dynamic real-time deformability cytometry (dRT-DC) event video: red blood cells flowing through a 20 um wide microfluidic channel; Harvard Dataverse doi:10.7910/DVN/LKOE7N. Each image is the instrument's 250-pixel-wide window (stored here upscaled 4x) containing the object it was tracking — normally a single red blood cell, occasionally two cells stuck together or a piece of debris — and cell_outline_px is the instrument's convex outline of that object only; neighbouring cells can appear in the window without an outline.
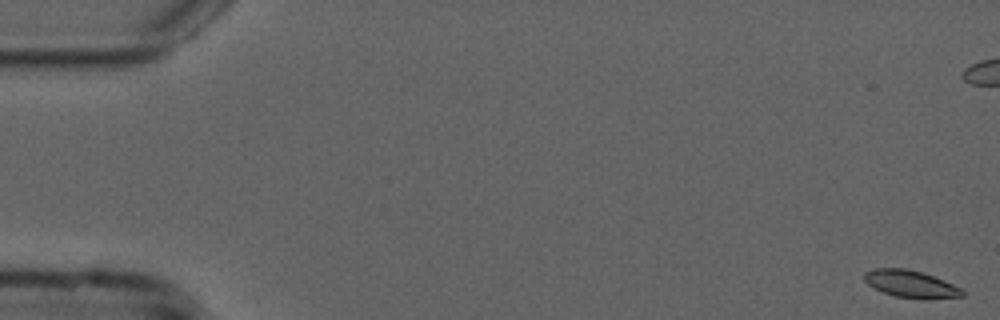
{"species": "common noctule bat (a hibernating species)", "species_latin": "Nyctalus noctula", "temperature_condition": "cold", "stored_images_in_passage": 56, "camera_frame_rate_fps": 3000, "um_per_image_px": 0.085, "animal": {"sex": "male", "forearm_length_mm": 52.5}, "frame": {"image": 1, "passage_image": 1, "time_ms": 0.0, "image_size_px": [1000, 320], "cell_outline_px": [[964, 296], [924, 300], [896, 296], [884, 292], [868, 284], [864, 280], [864, 272], [872, 268], [908, 268], [932, 276], [952, 284], [960, 288], [964, 292]], "centroid_in_image_um": [77.4, 24.14], "position_along_channel_um": 7.6, "area_um2": 15.49}}
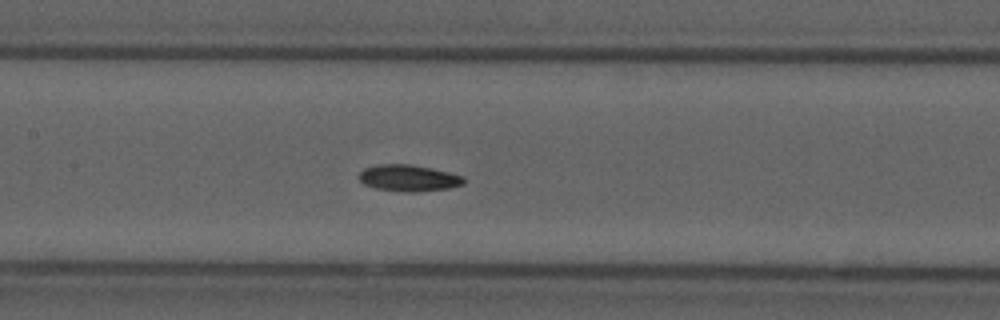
{"frame": {"image": 2, "passage_image": 26, "time_ms": 8.333, "image_size_px": [1000, 320], "cell_outline_px": [[468, 180], [464, 184], [448, 188], [416, 192], [408, 192], [376, 188], [364, 184], [360, 180], [360, 172], [364, 168], [376, 164], [412, 164], [432, 168], [464, 176]], "centroid_in_image_um": [34.77, 15.12], "position_along_channel_um": 172.6, "area_um2": 16.24}}
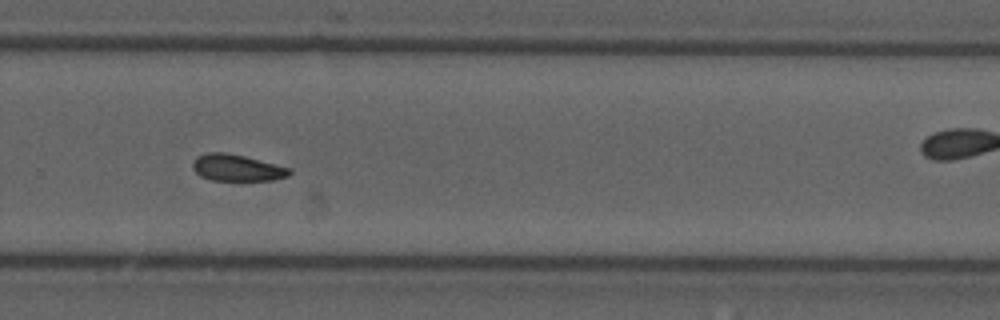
{"frame": {"image": 3, "passage_image": 37, "time_ms": 12.0, "image_size_px": [1000, 320], "cell_outline_px": [[292, 172], [288, 176], [272, 180], [212, 180], [200, 176], [192, 168], [192, 164], [196, 156], [208, 152], [228, 152], [292, 168]], "centroid_in_image_um": [20.14, 14.25], "position_along_channel_um": 309.7, "area_um2": 15.09}, "authors_computed_cell_mechanics": {"area_um2": 15.606, "velocity_mm_per_s": 3.7517, "shape_relaxation_time_tau1_ms": null, "shape_relaxation_time_tau2_ms": 9.6362, "deformation_change_tau1": null, "deformation_change_tau2": 0.131}}